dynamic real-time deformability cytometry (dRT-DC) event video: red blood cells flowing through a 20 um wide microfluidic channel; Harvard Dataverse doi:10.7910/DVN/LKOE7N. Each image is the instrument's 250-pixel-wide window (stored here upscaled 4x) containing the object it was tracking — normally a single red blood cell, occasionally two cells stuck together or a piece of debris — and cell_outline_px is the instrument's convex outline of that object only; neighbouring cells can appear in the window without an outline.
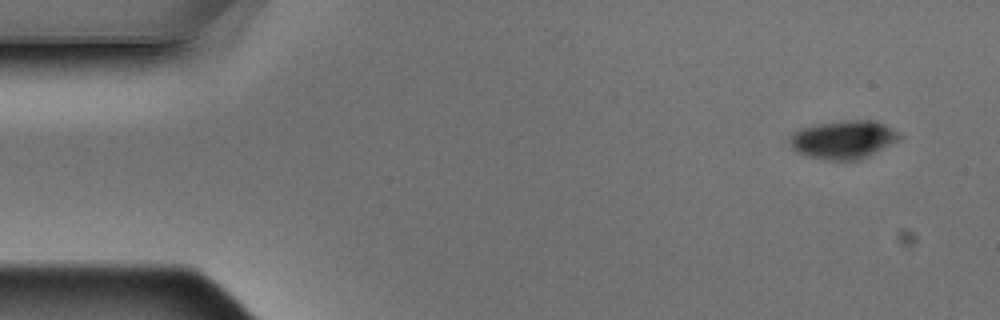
{"species": "Egyptian fruit bat (a non-hibernating species)", "species_latin": "Rousettus aegyptiacus", "temperature_condition": "warm", "stored_images_in_passage": 6, "camera_frame_rate_fps": 3000, "um_per_image_px": 0.085, "animal": {"sex": "male"}, "frame": {"image": 1, "passage_image": 1, "time_ms": 0.0, "image_size_px": [1000, 320], "cell_outline_px": [[900, 140], [860, 160], [824, 160], [808, 156], [792, 148], [788, 140], [788, 136], [792, 132], [816, 124], [848, 120], [876, 120], [900, 132]], "centroid_in_image_um": [71.7, 11.86], "position_along_channel_um": 13.3, "area_um2": 24.57}}
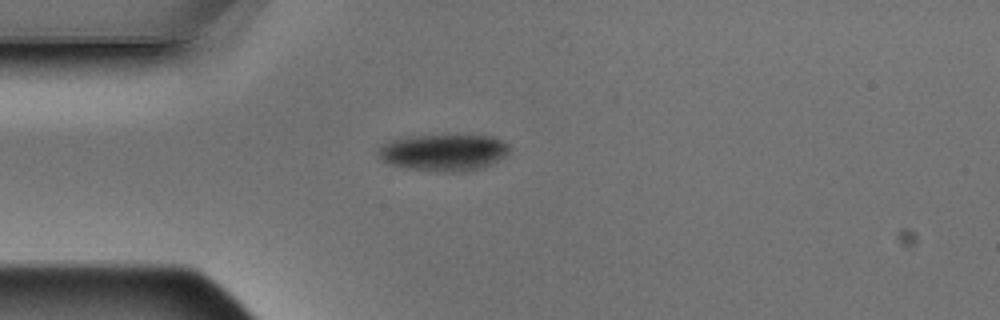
{"frame": {"image": 2, "passage_image": 4, "time_ms": 1.0, "image_size_px": [1000, 320], "cell_outline_px": [[508, 152], [504, 156], [480, 168], [456, 172], [452, 172], [404, 168], [392, 164], [384, 160], [376, 152], [380, 144], [388, 140], [408, 136], [496, 136], [508, 144]], "centroid_in_image_um": [37.65, 12.94], "position_along_channel_um": 47.3, "area_um2": 27.69}}
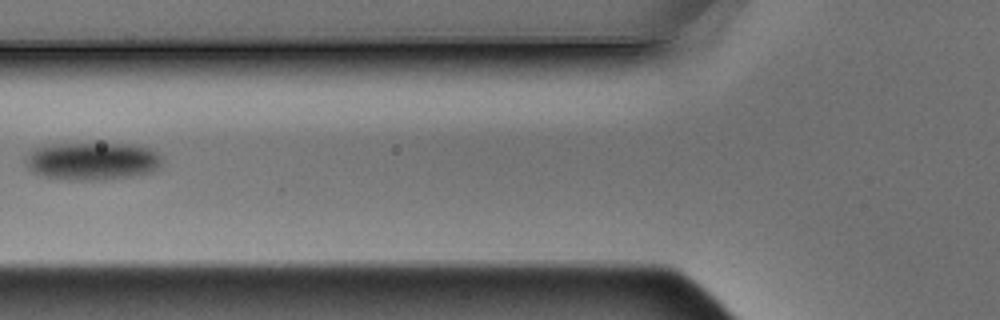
{"frame": {"image": 3, "passage_image": 6, "time_ms": 1.667, "image_size_px": [1000, 320], "cell_outline_px": [[164, 160], [160, 168], [152, 172], [132, 176], [104, 180], [68, 180], [48, 176], [36, 172], [28, 168], [28, 156], [36, 148], [44, 144], [136, 144], [148, 148], [156, 152]], "centroid_in_image_um": [7.94, 13.69], "position_along_channel_um": 117.9, "area_um2": 29.88}}